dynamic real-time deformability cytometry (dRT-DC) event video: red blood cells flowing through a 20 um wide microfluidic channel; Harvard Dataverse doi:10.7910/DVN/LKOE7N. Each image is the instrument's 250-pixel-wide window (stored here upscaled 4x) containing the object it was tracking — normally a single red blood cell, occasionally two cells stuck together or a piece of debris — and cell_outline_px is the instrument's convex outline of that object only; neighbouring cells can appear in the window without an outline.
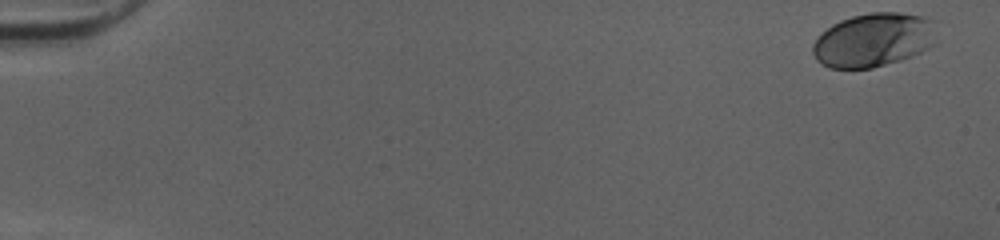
{"species": "human", "species_latin": "Homo sapiens", "temperature_condition": "cold", "stored_images_in_passage": 51, "camera_frame_rate_fps": 3000, "um_per_image_px": 0.085, "donor": {"sex": "female"}, "frame": {"image": 1, "passage_image": 1, "time_ms": 0.0, "image_size_px": [1000, 240], "cell_outline_px": [[932, 44], [928, 48], [920, 52], [900, 60], [872, 68], [828, 68], [820, 64], [816, 60], [812, 52], [812, 44], [832, 24], [840, 20], [852, 16], [872, 12], [900, 12], [924, 16], [932, 20]], "centroid_in_image_um": [74.18, 3.4], "position_along_channel_um": 10.8, "area_um2": 38.44}}
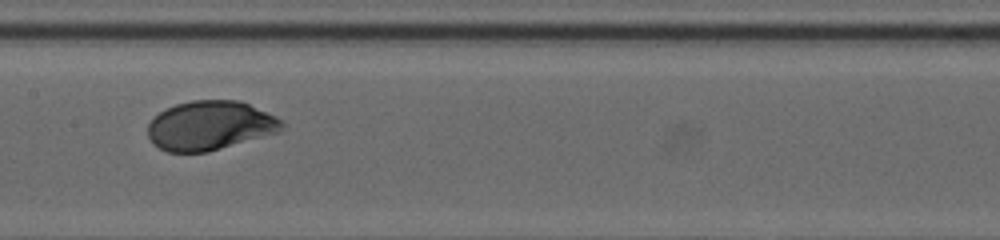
{"frame": {"image": 2, "passage_image": 27, "time_ms": 8.667, "image_size_px": [1000, 240], "cell_outline_px": [[284, 124], [280, 132], [208, 152], [168, 152], [152, 144], [148, 136], [148, 124], [152, 116], [164, 108], [176, 104], [192, 100], [240, 100], [276, 116], [284, 120]], "centroid_in_image_um": [17.84, 10.67], "position_along_channel_um": 189.6, "area_um2": 38.9}}
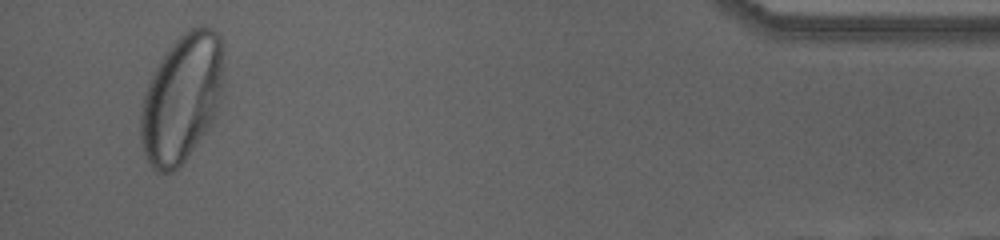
{"frame": {"image": 3, "passage_image": 49, "time_ms": 16.0, "image_size_px": [1000, 240], "cell_outline_px": [[224, 80], [216, 112], [212, 124], [184, 160], [172, 172], [156, 172], [148, 164], [140, 140], [140, 112], [144, 96], [152, 72], [160, 60], [172, 44], [188, 28], [200, 24], [212, 28], [224, 40]], "centroid_in_image_um": [15.47, 8.3], "position_along_channel_um": 419.7, "area_um2": 62.66}, "authors_computed_cell_mechanics": {"area_um2": 38.3792, "velocity_mm_per_s": 4.0121, "shape_relaxation_time_tau1_ms": 2.2314, "shape_relaxation_time_tau2_ms": null, "deformation_change_tau1": 0.1418, "deformation_change_tau2": null}}